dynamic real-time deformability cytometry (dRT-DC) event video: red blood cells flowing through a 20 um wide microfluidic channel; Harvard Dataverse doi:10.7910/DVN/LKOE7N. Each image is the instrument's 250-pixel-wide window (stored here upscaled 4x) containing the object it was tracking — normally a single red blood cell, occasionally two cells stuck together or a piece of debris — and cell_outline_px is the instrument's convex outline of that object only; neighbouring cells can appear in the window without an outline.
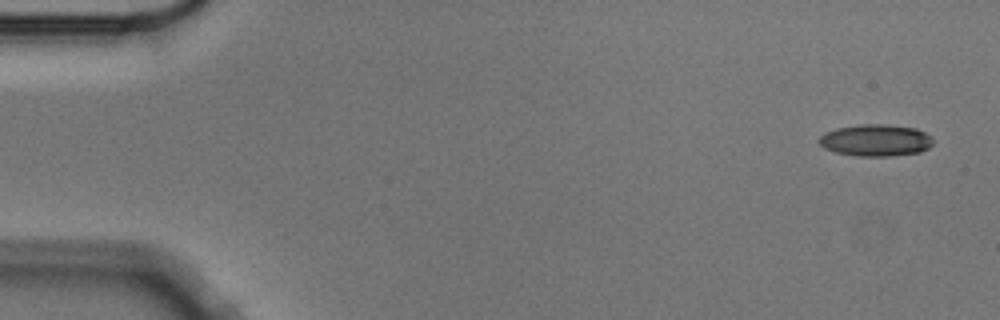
{"species": "Egyptian fruit bat (a non-hibernating species)", "species_latin": "Rousettus aegyptiacus", "temperature_condition": "cold", "stored_images_in_passage": 5, "camera_frame_rate_fps": 3000, "um_per_image_px": 0.085, "animal": {"sex": "male"}, "frame": {"image": 1, "passage_image": 1, "time_ms": 0.0, "image_size_px": [1000, 320], "cell_outline_px": [[932, 144], [928, 148], [920, 152], [888, 156], [856, 156], [836, 152], [824, 148], [820, 144], [820, 136], [824, 132], [836, 128], [860, 124], [888, 124], [916, 128], [932, 136]], "centroid_in_image_um": [74.44, 11.91], "position_along_channel_um": 10.6, "area_um2": 21.21}}
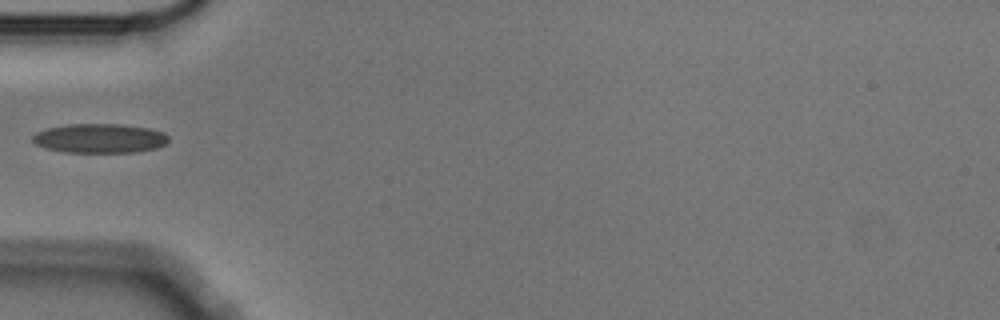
{"frame": {"image": 2, "passage_image": 4, "time_ms": 1.0, "image_size_px": [1000, 320], "cell_outline_px": [[168, 140], [164, 144], [156, 148], [136, 152], [64, 152], [44, 148], [36, 144], [32, 140], [32, 136], [36, 132], [48, 128], [68, 124], [120, 124], [148, 128], [164, 132], [168, 136]], "centroid_in_image_um": [8.46, 11.76], "position_along_channel_um": 76.5, "area_um2": 23.18}}
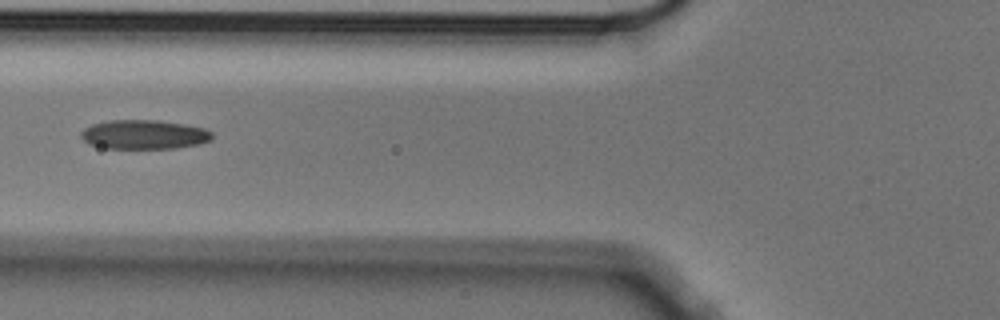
{"frame": {"image": 3, "passage_image": 5, "time_ms": 1.333, "image_size_px": [1000, 320], "cell_outline_px": [[212, 140], [200, 144], [176, 148], [100, 148], [88, 144], [80, 136], [80, 132], [84, 128], [92, 124], [108, 120], [160, 120], [184, 124], [204, 128], [212, 132]], "centroid_in_image_um": [12.23, 11.43], "position_along_channel_um": 113.6, "area_um2": 22.54}}